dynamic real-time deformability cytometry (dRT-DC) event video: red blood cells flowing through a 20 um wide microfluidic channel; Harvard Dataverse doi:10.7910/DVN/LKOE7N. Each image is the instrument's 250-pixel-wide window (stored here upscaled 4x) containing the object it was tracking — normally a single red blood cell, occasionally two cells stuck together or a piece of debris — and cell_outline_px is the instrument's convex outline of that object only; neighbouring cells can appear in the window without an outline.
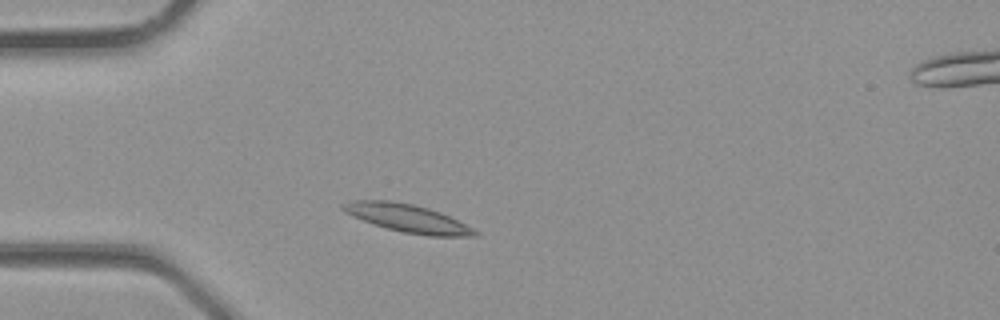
{"species": "common noctule bat (a hibernating species)", "species_latin": "Nyctalus noctula", "temperature_condition": "room temperature", "stored_images_in_passage": 27, "camera_frame_rate_fps": 3000, "um_per_image_px": 0.085, "animal": {"sex": "male", "body_mass_g": 23.1, "forearm_length_mm": 52.7}, "frame": {"image": 1, "passage_image": 2, "time_ms": 0.333, "image_size_px": [1000, 320], "cell_outline_px": [[480, 232], [476, 236], [428, 236], [404, 232], [388, 228], [352, 216], [344, 212], [340, 208], [340, 204], [356, 200], [392, 200], [412, 204], [428, 208], [440, 212]], "centroid_in_image_um": [34.61, 18.54], "position_along_channel_um": 50.4, "area_um2": 21.21}}
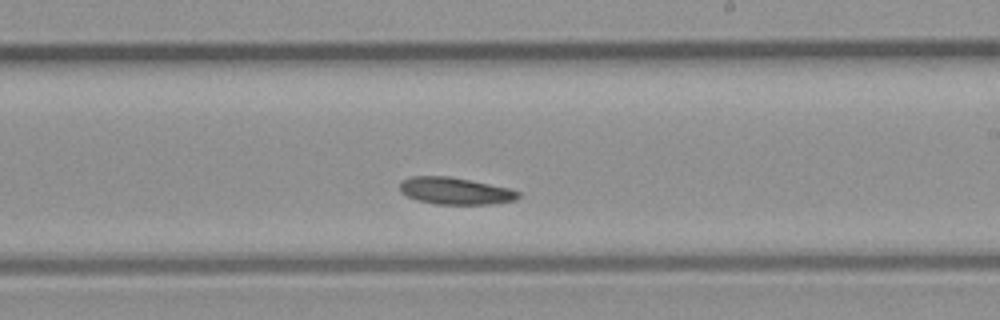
{"frame": {"image": 2, "passage_image": 13, "time_ms": 4.0, "image_size_px": [1000, 320], "cell_outline_px": [[520, 196], [516, 200], [492, 204], [436, 204], [416, 200], [400, 192], [400, 180], [412, 176], [448, 176], [508, 188], [520, 192]], "centroid_in_image_um": [38.66, 16.23], "position_along_channel_um": 250.3, "area_um2": 18.55}}
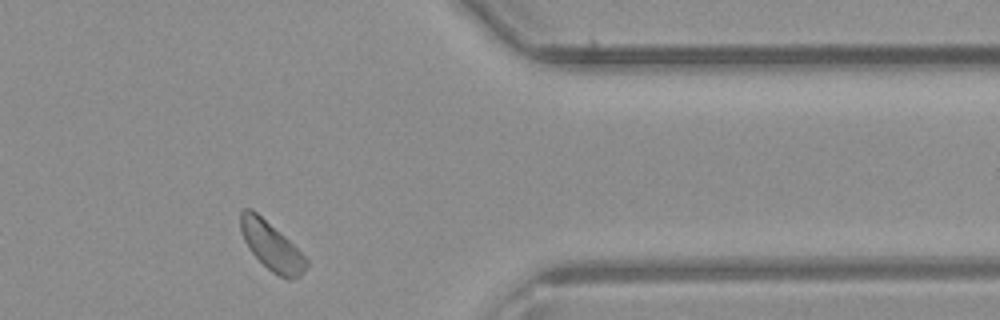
{"frame": {"image": 3, "passage_image": 21, "time_ms": 6.667, "image_size_px": [1000, 320], "cell_outline_px": [[308, 268], [300, 276], [292, 280], [288, 280], [272, 272], [248, 248], [244, 240], [240, 228], [240, 212], [244, 208], [252, 208], [280, 232], [308, 260]], "centroid_in_image_um": [23.07, 20.92], "position_along_channel_um": 388.3, "area_um2": 18.32}}